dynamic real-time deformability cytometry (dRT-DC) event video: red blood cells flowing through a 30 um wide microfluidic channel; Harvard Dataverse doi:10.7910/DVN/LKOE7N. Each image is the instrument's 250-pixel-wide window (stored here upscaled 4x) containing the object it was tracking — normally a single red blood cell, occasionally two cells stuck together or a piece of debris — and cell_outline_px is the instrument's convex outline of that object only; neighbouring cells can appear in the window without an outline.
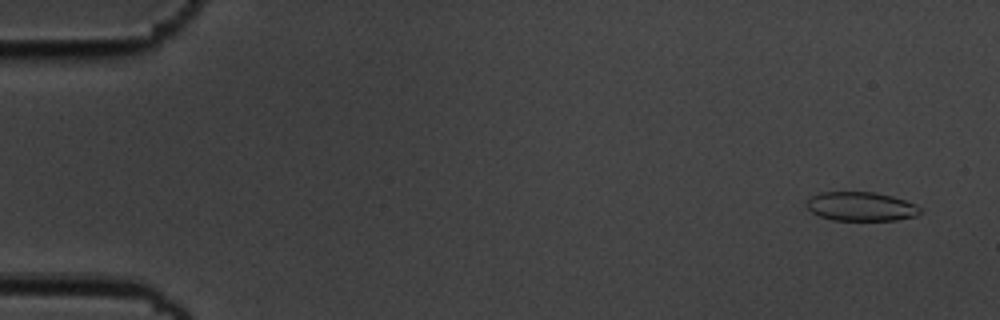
{"species": "common noctule bat (a hibernating species)", "species_latin": "Nyctalus noctula", "temperature_condition": "cold", "stored_images_in_passage": 4, "camera_frame_rate_fps": 3000, "um_per_image_px": 0.085, "animal": {"sex": "male", "body_mass_g": 19.5, "forearm_length_mm": 54.6}, "frame": {"image": 1, "passage_image": 1, "time_ms": 0.0, "image_size_px": [1000, 320], "cell_outline_px": [[920, 212], [916, 216], [896, 220], [832, 220], [820, 216], [812, 212], [808, 208], [808, 200], [812, 196], [820, 192], [876, 192], [892, 196], [916, 204], [920, 208]], "centroid_in_image_um": [73.2, 17.55], "position_along_channel_um": 11.8, "area_um2": 19.07}}